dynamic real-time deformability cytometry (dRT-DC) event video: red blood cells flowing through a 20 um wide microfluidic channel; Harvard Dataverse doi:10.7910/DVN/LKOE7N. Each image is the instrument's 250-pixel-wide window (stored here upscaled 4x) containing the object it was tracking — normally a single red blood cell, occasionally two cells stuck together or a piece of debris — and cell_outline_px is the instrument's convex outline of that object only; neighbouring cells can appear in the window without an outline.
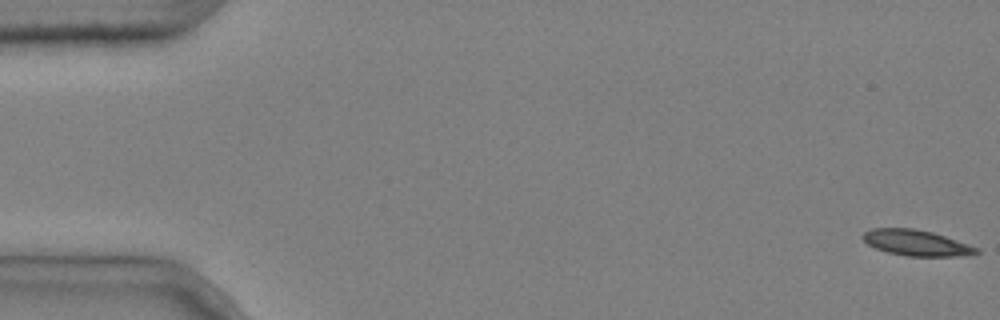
{"species": "common noctule bat (a hibernating species)", "species_latin": "Nyctalus noctula", "temperature_condition": "cold", "stored_images_in_passage": 11, "camera_frame_rate_fps": 3000, "um_per_image_px": 0.085, "animal": {"sex": "male", "body_mass_g": 20.4}, "frame": {"image": 1, "passage_image": 1, "time_ms": 0.0, "image_size_px": [1000, 320], "cell_outline_px": [[980, 252], [964, 256], [908, 256], [888, 252], [876, 248], [868, 244], [860, 236], [864, 232], [872, 228], [912, 228], [932, 232], [980, 248]], "centroid_in_image_um": [77.89, 20.64], "position_along_channel_um": 7.1, "area_um2": 16.99}}
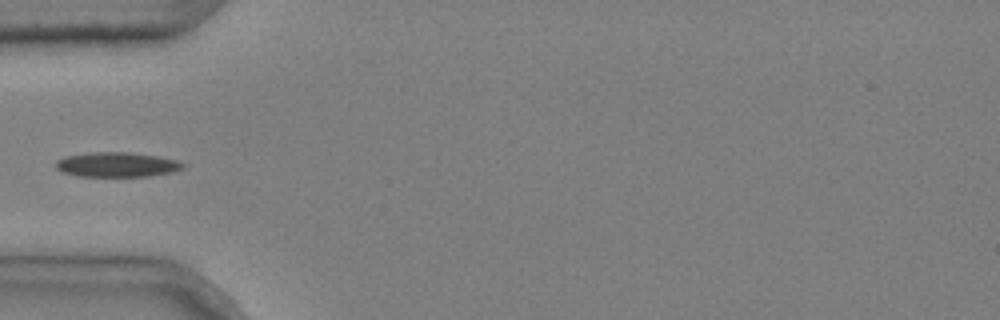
{"frame": {"image": 2, "passage_image": 5, "time_ms": 1.333, "image_size_px": [1000, 320], "cell_outline_px": [[184, 168], [172, 172], [148, 176], [76, 176], [60, 172], [56, 168], [56, 160], [64, 156], [88, 152], [128, 152], [160, 156], [176, 160], [184, 164]], "centroid_in_image_um": [9.89, 13.98], "position_along_channel_um": 75.1, "area_um2": 18.5}}
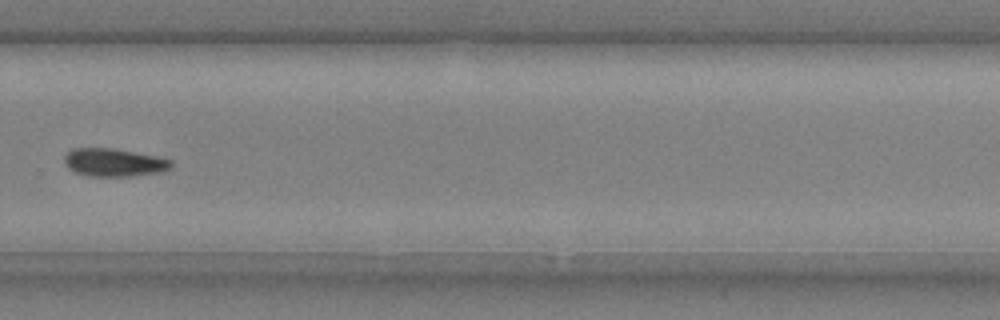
{"frame": {"image": 3, "passage_image": 11, "time_ms": 3.333, "image_size_px": [1000, 320], "cell_outline_px": [[172, 168], [164, 172], [132, 176], [88, 176], [72, 172], [64, 164], [64, 156], [72, 148], [112, 148], [160, 156], [172, 160]], "centroid_in_image_um": [9.71, 13.81], "position_along_channel_um": 320.1, "area_um2": 17.86}}